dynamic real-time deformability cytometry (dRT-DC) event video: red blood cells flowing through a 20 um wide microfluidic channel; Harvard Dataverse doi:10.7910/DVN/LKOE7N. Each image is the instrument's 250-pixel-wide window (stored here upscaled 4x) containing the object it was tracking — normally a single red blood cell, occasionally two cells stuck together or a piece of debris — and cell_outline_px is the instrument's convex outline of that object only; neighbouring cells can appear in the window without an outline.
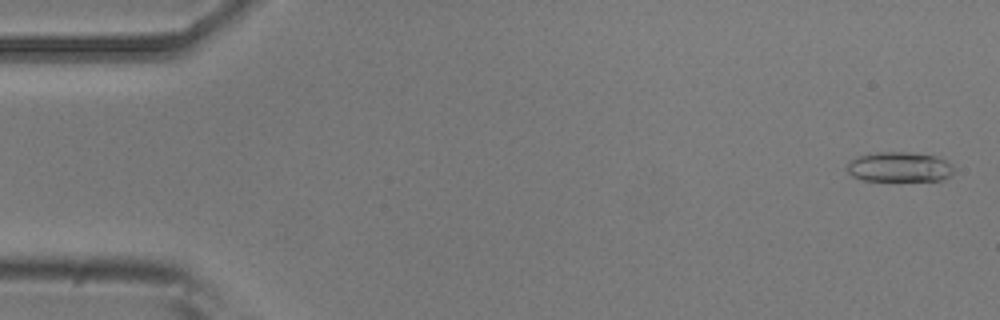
{"species": "common noctule bat (a hibernating species)", "species_latin": "Nyctalus noctula", "temperature_condition": "room temperature", "stored_images_in_passage": 51, "camera_frame_rate_fps": 3000, "um_per_image_px": 0.085, "animal": {"sex": "male", "body_mass_g": 20.5, "forearm_length_mm": 52.5}, "frame": {"image": 1, "passage_image": 2, "time_ms": 0.333, "image_size_px": [1000, 320], "cell_outline_px": [[952, 176], [944, 180], [864, 180], [852, 176], [848, 172], [848, 160], [860, 156], [876, 152], [908, 152], [940, 156], [952, 164]], "centroid_in_image_um": [76.49, 14.18], "position_along_channel_um": 8.5, "area_um2": 18.67}}
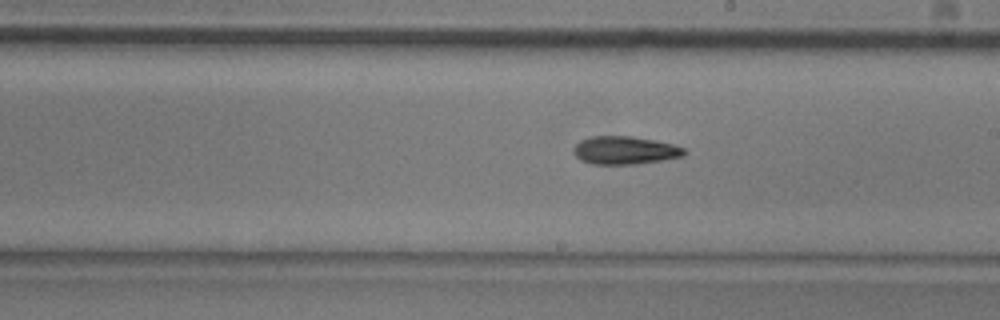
{"frame": {"image": 2, "passage_image": 29, "time_ms": 9.333, "image_size_px": [1000, 320], "cell_outline_px": [[688, 152], [684, 156], [636, 164], [592, 164], [580, 160], [572, 152], [572, 148], [580, 140], [588, 136], [632, 136], [656, 140], [672, 144], [684, 148]], "centroid_in_image_um": [53.08, 12.77], "position_along_channel_um": 235.9, "area_um2": 18.26}}
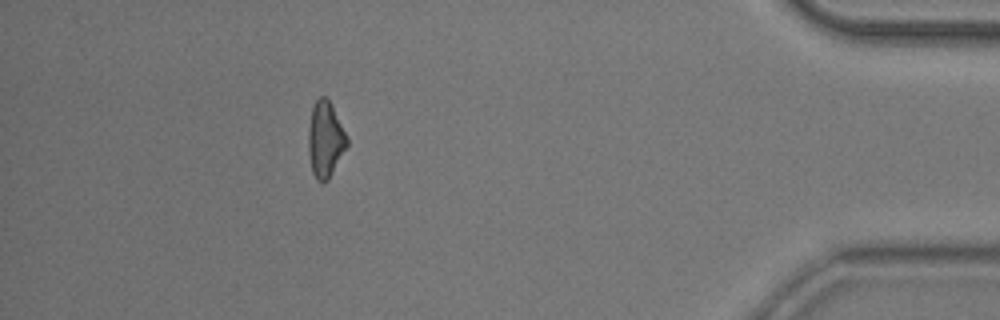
{"frame": {"image": 3, "passage_image": 46, "time_ms": 15.0, "image_size_px": [1000, 320], "cell_outline_px": [[348, 144], [328, 180], [324, 184], [316, 180], [312, 172], [308, 152], [308, 128], [312, 108], [316, 100], [320, 96], [324, 96], [328, 100], [348, 136]], "centroid_in_image_um": [27.63, 11.89], "position_along_channel_um": 407.6, "area_um2": 17.05}, "authors_computed_cell_mechanics": {"area_um2": 17.8024, "velocity_mm_per_s": 3.9713, "shape_relaxation_time_tau1_ms": 7.5597, "shape_relaxation_time_tau2_ms": null, "deformation_change_tau1": 0.1901, "deformation_change_tau2": null}}